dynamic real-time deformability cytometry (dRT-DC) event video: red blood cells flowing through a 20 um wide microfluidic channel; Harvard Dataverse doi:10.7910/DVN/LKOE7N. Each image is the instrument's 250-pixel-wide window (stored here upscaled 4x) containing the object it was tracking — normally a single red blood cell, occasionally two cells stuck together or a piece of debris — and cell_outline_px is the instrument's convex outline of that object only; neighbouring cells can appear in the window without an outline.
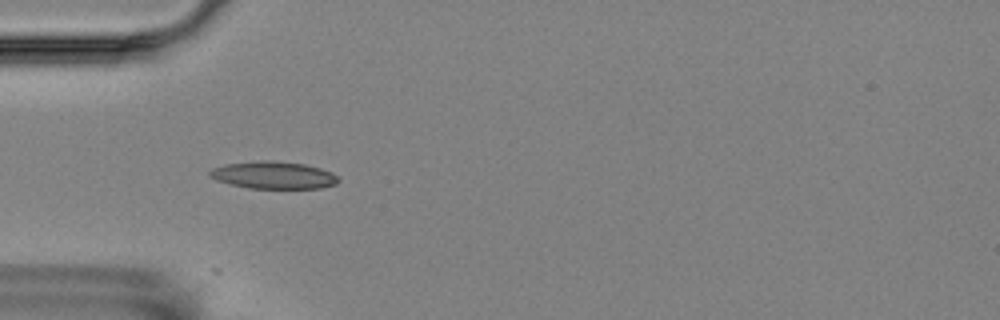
{"species": "Egyptian fruit bat (a non-hibernating species)", "species_latin": "Rousettus aegyptiacus", "temperature_condition": "room temperature", "stored_images_in_passage": 4, "camera_frame_rate_fps": 3000, "um_per_image_px": 0.085, "animal": {"sex": "female"}, "frame": {"image": 1, "passage_image": 4, "time_ms": 4.667, "image_size_px": [1000, 320], "cell_outline_px": [[340, 180], [336, 184], [320, 188], [248, 188], [216, 180], [208, 176], [208, 172], [212, 168], [224, 164], [260, 160], [272, 160], [304, 164], [320, 168], [332, 172]], "centroid_in_image_um": [23.23, 14.88], "position_along_channel_um": 61.8, "area_um2": 20.52}}